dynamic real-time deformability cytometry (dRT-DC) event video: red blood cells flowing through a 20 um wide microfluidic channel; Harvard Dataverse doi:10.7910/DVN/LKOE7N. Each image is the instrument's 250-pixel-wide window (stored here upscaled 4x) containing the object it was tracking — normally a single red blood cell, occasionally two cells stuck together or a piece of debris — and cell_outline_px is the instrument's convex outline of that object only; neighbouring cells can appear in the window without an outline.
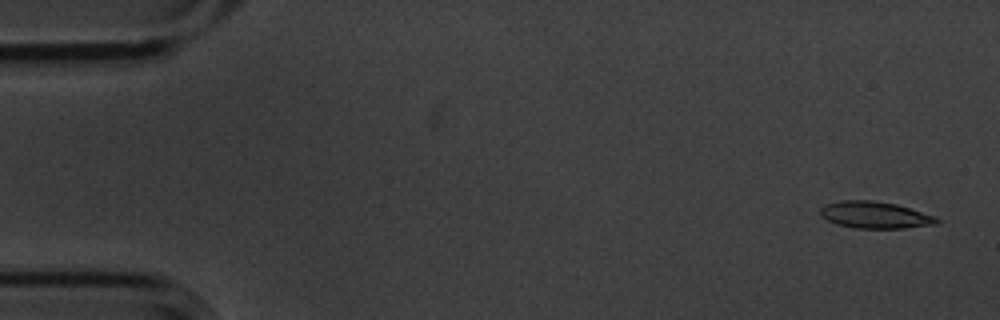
{"species": "common noctule bat (a hibernating species)", "species_latin": "Nyctalus noctula", "temperature_condition": "cold", "stored_images_in_passage": 8, "camera_frame_rate_fps": 3000, "um_per_image_px": 0.085, "animal": {"sex": "male", "body_mass_g": 20.1, "forearm_length_mm": 53.5}, "frame": {"image": 1, "passage_image": 1, "time_ms": 0.0, "image_size_px": [1000, 320], "cell_outline_px": [[940, 220], [936, 224], [904, 228], [852, 228], [836, 224], [820, 216], [820, 208], [824, 204], [840, 200], [872, 200], [896, 204], [936, 216]], "centroid_in_image_um": [74.34, 18.27], "position_along_channel_um": 10.7, "area_um2": 18.32}}
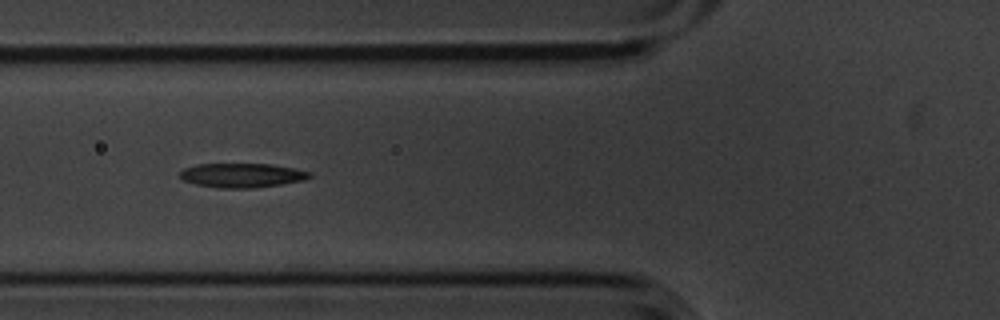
{"frame": {"image": 2, "passage_image": 6, "time_ms": 1.667, "image_size_px": [1000, 320], "cell_outline_px": [[312, 176], [304, 180], [280, 184], [252, 188], [220, 188], [196, 184], [184, 180], [180, 176], [180, 172], [184, 168], [196, 164], [272, 164], [312, 172]], "centroid_in_image_um": [20.57, 14.9], "position_along_channel_um": 105.2, "area_um2": 18.21}}
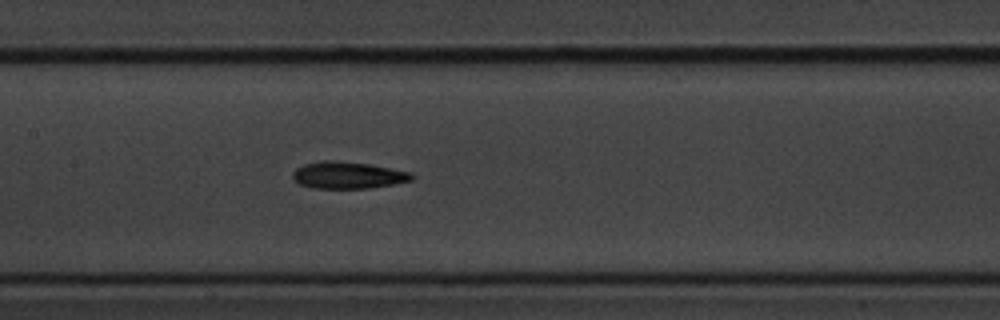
{"frame": {"image": 3, "passage_image": 8, "time_ms": 2.333, "image_size_px": [1000, 320], "cell_outline_px": [[416, 176], [412, 180], [392, 184], [368, 188], [312, 188], [300, 184], [292, 180], [292, 172], [296, 168], [304, 164], [320, 160], [336, 160], [372, 164], [412, 172]], "centroid_in_image_um": [29.56, 14.87], "position_along_channel_um": 177.8, "area_um2": 18.96}}